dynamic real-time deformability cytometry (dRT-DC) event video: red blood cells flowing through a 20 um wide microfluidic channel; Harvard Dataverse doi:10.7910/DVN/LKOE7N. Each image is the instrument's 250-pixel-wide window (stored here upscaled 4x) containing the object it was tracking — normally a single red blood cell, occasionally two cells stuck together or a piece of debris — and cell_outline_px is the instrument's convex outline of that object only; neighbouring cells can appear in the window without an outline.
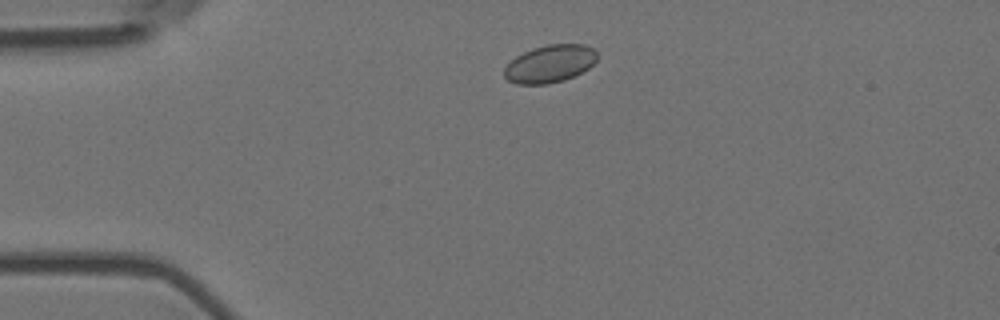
{"species": "Egyptian fruit bat (a non-hibernating species)", "species_latin": "Rousettus aegyptiacus", "temperature_condition": "room temperature", "stored_images_in_passage": 3, "camera_frame_rate_fps": 3000, "um_per_image_px": 0.085, "animal": {"sex": "female"}, "frame": {"image": 1, "passage_image": 2, "time_ms": 0.333, "image_size_px": [1000, 320], "cell_outline_px": [[596, 60], [588, 68], [564, 80], [548, 84], [516, 84], [508, 80], [504, 76], [504, 68], [516, 56], [532, 48], [548, 44], [584, 44], [592, 48], [596, 52]], "centroid_in_image_um": [46.71, 5.42], "position_along_channel_um": 38.3, "area_um2": 20.17}}